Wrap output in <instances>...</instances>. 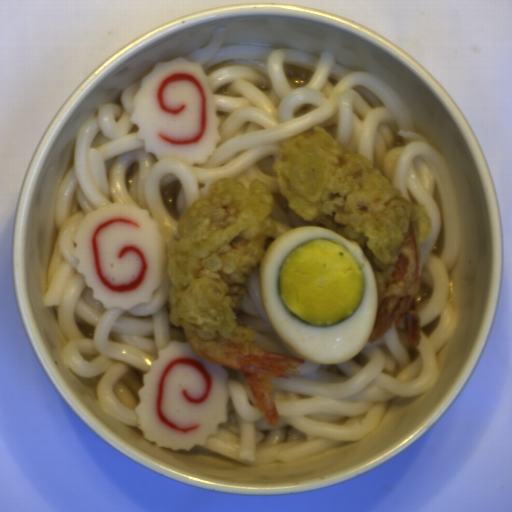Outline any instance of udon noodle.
Masks as SVG:
<instances>
[{"instance_id": "d5520da0", "label": "udon noodle", "mask_w": 512, "mask_h": 512, "mask_svg": "<svg viewBox=\"0 0 512 512\" xmlns=\"http://www.w3.org/2000/svg\"><path fill=\"white\" fill-rule=\"evenodd\" d=\"M226 31L214 29L206 46L179 56L202 65L212 79L221 118L213 155L189 169L147 154L130 121L142 80L120 88V104L97 105L77 131L72 165L56 190L39 244L35 291L39 308L56 313L63 343L56 352L61 371L106 415L145 437L135 409L151 361L171 342L189 344L170 319L167 247L181 215L203 197L204 184L258 178L267 185L275 199L267 218L278 233L267 237L266 252L280 235L309 226L289 207L272 170L276 160L287 159L277 150L285 139L320 127L343 144V156L334 167L347 165V153L368 159L402 192V199L424 206L432 224L429 237L418 245L416 359L409 360L396 323L343 363H317L296 354L271 325L257 263L249 271L240 309L231 307L238 317L234 323L254 333L251 343L258 348L305 362L297 367L300 374L286 371L289 379L270 381L277 426L265 421L242 372L224 366L230 387L227 423L195 446L259 467L310 458L342 441L359 442L379 427L390 399L435 388L443 366L437 352L460 325L449 279L460 253V222L446 159L432 140L417 133L410 108L393 85L371 71L336 64L328 50L310 54L284 47L223 45ZM117 203L148 211L166 248L164 278L150 303L127 311L104 310L92 298L72 254L74 232L87 213Z\"/></svg>"}]
</instances>
